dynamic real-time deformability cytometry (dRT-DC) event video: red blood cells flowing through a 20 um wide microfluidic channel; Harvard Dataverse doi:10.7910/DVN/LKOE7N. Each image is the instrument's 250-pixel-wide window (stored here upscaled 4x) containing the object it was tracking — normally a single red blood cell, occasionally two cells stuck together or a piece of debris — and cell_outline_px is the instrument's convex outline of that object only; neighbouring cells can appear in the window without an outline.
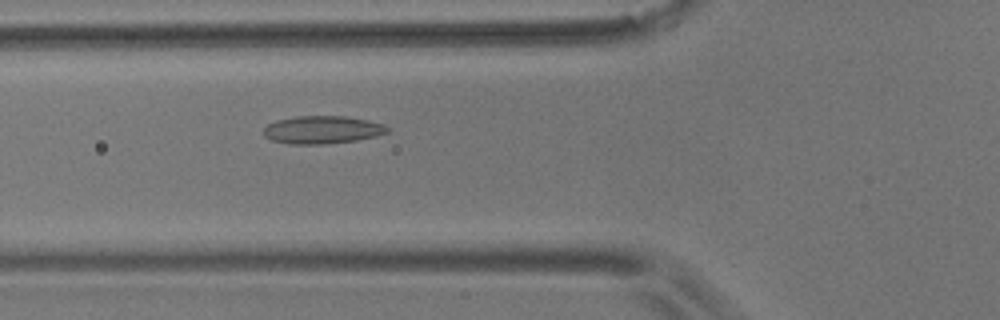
{"species": "common noctule bat (a hibernating species)", "species_latin": "Nyctalus noctula", "temperature_condition": "room temperature", "stored_images_in_passage": 45, "camera_frame_rate_fps": 3000, "um_per_image_px": 0.085, "animal": {"sex": "male", "body_mass_g": 17.9}, "frame": {"image": 1, "passage_image": 10, "time_ms": 3.0, "image_size_px": [1000, 320], "cell_outline_px": [[392, 128], [388, 132], [376, 136], [356, 140], [324, 144], [288, 144], [272, 140], [264, 136], [264, 128], [268, 124], [276, 120], [296, 116], [344, 116], [368, 120], [384, 124]], "centroid_in_image_um": [27.41, 11.03], "position_along_channel_um": 98.4, "area_um2": 20.17}}
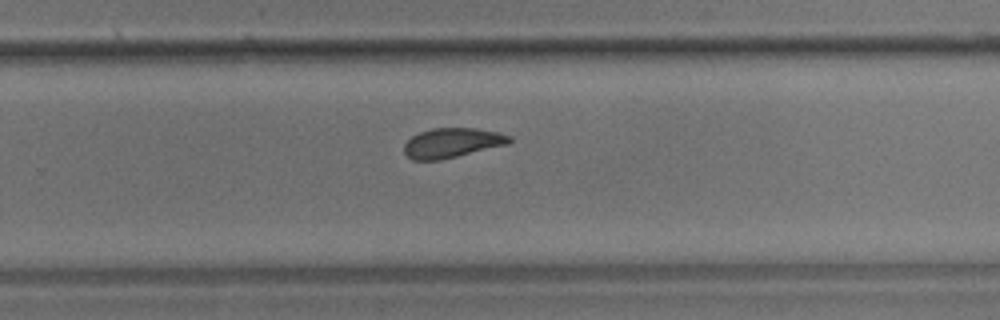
{"frame": {"image": 2, "passage_image": 26, "time_ms": 8.333, "image_size_px": [1000, 320], "cell_outline_px": [[512, 140], [508, 144], [440, 160], [412, 160], [404, 152], [404, 144], [412, 136], [420, 132], [432, 128], [476, 128], [496, 132], [512, 136]], "centroid_in_image_um": [38.42, 12.14], "position_along_channel_um": 291.4, "area_um2": 18.09}}
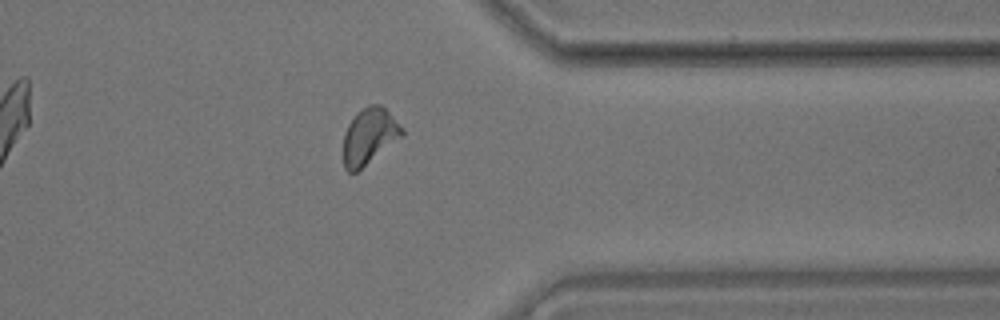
{"frame": {"image": 3, "passage_image": 34, "time_ms": 11.0, "image_size_px": [1000, 320], "cell_outline_px": [[404, 136], [356, 172], [348, 172], [344, 168], [344, 132], [348, 124], [356, 112], [360, 108], [368, 104], [380, 104], [404, 128]], "centroid_in_image_um": [31.4, 11.56], "position_along_channel_um": 380.0, "area_um2": 19.31}, "authors_computed_cell_mechanics": {"area_um2": 18.7272, "velocity_mm_per_s": 3.6153, "shape_relaxation_time_tau1_ms": 7.0912, "shape_relaxation_time_tau2_ms": 2.1073, "deformation_change_tau1": 0.1437, "deformation_change_tau2": 0.0946}}